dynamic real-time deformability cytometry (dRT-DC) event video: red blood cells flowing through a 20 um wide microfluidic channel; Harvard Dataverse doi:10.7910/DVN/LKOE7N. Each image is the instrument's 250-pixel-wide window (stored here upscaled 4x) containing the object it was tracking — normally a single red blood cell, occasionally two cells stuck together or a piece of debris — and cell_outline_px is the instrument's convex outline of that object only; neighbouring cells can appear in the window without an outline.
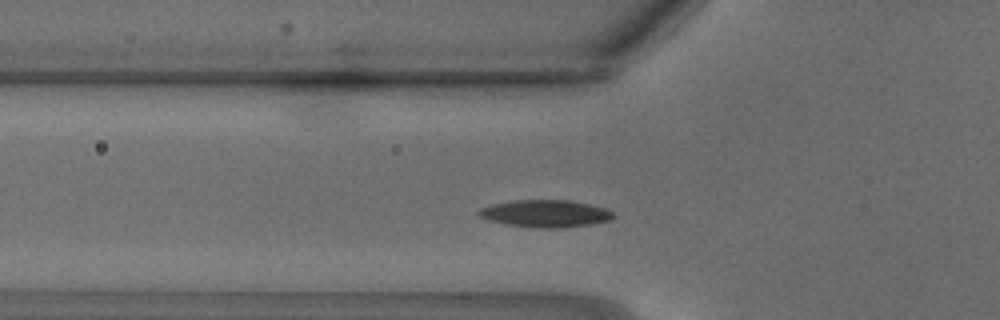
{"species": "common noctule bat (a hibernating species)", "species_latin": "Nyctalus noctula", "temperature_condition": "warm", "stored_images_in_passage": 24, "camera_frame_rate_fps": 3000, "um_per_image_px": 0.085, "animal": {"sex": "male", "body_mass_g": 18.8}, "frame": {"image": 1, "passage_image": 3, "time_ms": 0.667, "image_size_px": [1000, 320], "cell_outline_px": [[616, 216], [612, 220], [592, 224], [560, 228], [536, 228], [504, 224], [488, 220], [480, 216], [476, 212], [480, 208], [492, 204], [512, 200], [568, 200], [588, 204], [604, 208], [612, 212]], "centroid_in_image_um": [46.35, 18.16], "position_along_channel_um": 79.5, "area_um2": 21.5}}
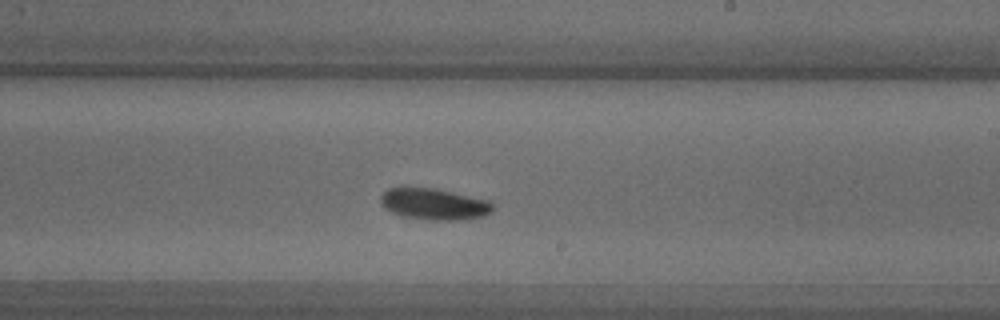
{"frame": {"image": 2, "passage_image": 11, "time_ms": 3.333, "image_size_px": [1000, 320], "cell_outline_px": [[492, 212], [484, 216], [460, 220], [424, 220], [400, 216], [384, 208], [380, 204], [380, 196], [388, 188], [432, 188], [492, 200]], "centroid_in_image_um": [36.9, 17.36], "position_along_channel_um": 252.1, "area_um2": 20.69}}
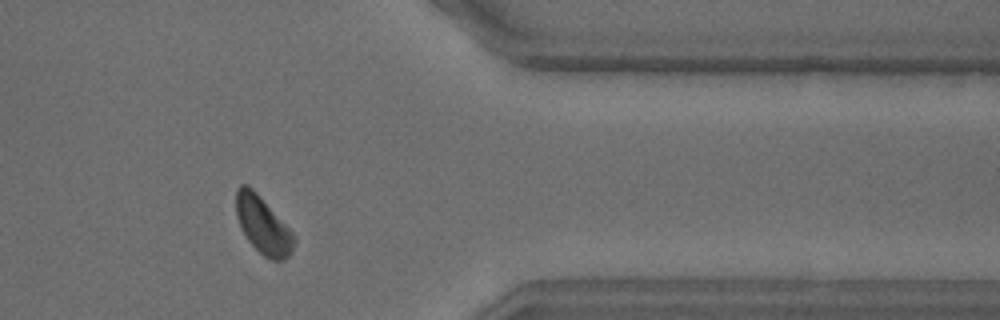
{"frame": {"image": 3, "passage_image": 18, "time_ms": 5.667, "image_size_px": [1000, 320], "cell_outline_px": [[296, 240], [292, 252], [284, 260], [272, 260], [264, 256], [248, 240], [236, 216], [236, 188], [240, 184], [248, 184], [256, 192], [296, 236]], "centroid_in_image_um": [22.36, 19.14], "position_along_channel_um": 389.0, "area_um2": 19.07}}